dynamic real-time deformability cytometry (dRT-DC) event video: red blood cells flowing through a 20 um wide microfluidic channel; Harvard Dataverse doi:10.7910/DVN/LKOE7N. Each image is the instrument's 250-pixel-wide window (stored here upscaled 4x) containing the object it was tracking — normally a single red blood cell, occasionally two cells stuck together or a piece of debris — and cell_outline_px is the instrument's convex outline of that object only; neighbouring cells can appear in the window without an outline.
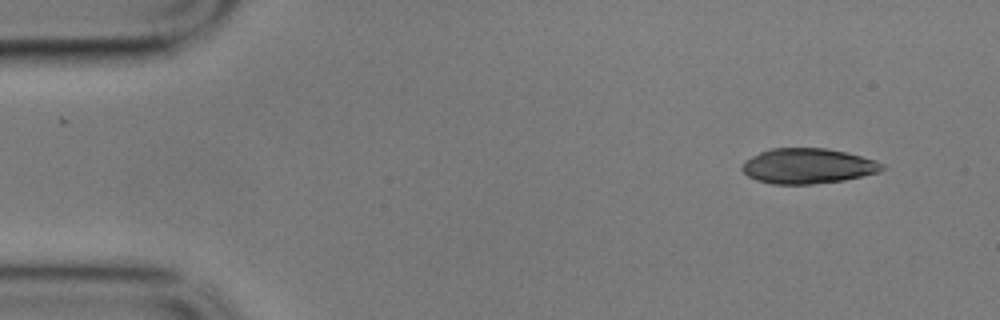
{"species": "common noctule bat (a hibernating species)", "species_latin": "Nyctalus noctula", "temperature_condition": "cold", "stored_images_in_passage": 4, "camera_frame_rate_fps": 3000, "um_per_image_px": 0.085, "animal": {"sex": "male", "body_mass_g": 17.9}, "frame": {"image": 1, "passage_image": 1, "time_ms": 0.0, "image_size_px": [1000, 320], "cell_outline_px": [[884, 168], [880, 172], [844, 180], [812, 184], [772, 184], [756, 180], [748, 176], [740, 168], [752, 156], [768, 148], [824, 148], [844, 152], [876, 160], [884, 164]], "centroid_in_image_um": [68.67, 14.11], "position_along_channel_um": 16.3, "area_um2": 28.61}}
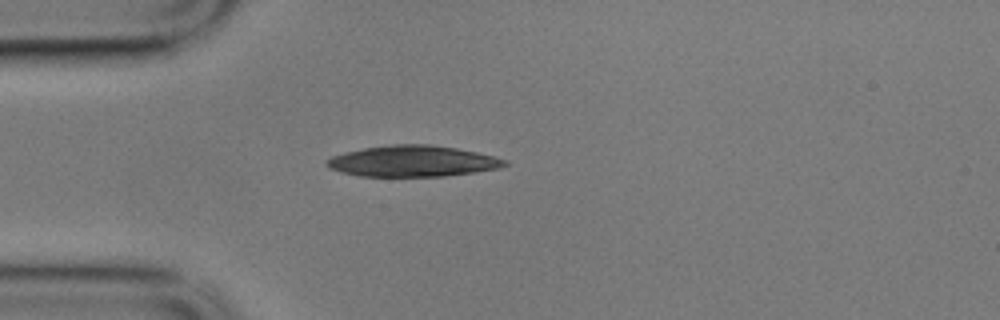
{"frame": {"image": 2, "passage_image": 4, "time_ms": 1.0, "image_size_px": [1000, 320], "cell_outline_px": [[508, 164], [500, 168], [444, 176], [360, 176], [340, 172], [328, 168], [324, 164], [324, 160], [332, 156], [344, 152], [364, 148], [392, 144], [432, 144], [456, 148], [476, 152], [508, 160]], "centroid_in_image_um": [35.02, 13.69], "position_along_channel_um": 50.0, "area_um2": 32.31}}